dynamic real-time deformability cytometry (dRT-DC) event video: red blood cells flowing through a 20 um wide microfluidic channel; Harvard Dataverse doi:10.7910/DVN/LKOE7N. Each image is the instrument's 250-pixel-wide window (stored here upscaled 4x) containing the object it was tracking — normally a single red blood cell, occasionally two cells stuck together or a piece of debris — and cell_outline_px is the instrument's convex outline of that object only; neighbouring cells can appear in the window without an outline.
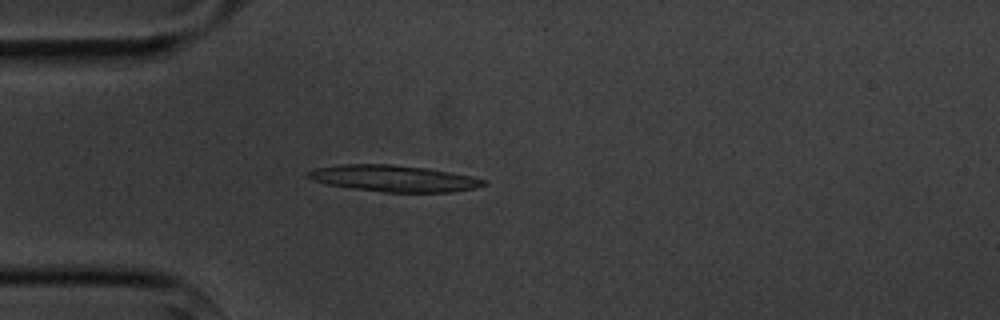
{"species": "common noctule bat (a hibernating species)", "species_latin": "Nyctalus noctula", "temperature_condition": "cold", "stored_images_in_passage": 5, "camera_frame_rate_fps": 3000, "um_per_image_px": 0.085, "animal": {"sex": "male", "body_mass_g": 20.1, "forearm_length_mm": 53.5}, "frame": {"image": 1, "passage_image": 5, "time_ms": 4.667, "image_size_px": [1000, 320], "cell_outline_px": [[488, 184], [476, 188], [452, 192], [384, 192], [352, 188], [328, 184], [312, 180], [304, 176], [304, 172], [312, 168], [340, 164], [392, 164], [428, 168], [472, 176], [488, 180]], "centroid_in_image_um": [33.45, 15.16], "position_along_channel_um": 51.6, "area_um2": 27.46}}